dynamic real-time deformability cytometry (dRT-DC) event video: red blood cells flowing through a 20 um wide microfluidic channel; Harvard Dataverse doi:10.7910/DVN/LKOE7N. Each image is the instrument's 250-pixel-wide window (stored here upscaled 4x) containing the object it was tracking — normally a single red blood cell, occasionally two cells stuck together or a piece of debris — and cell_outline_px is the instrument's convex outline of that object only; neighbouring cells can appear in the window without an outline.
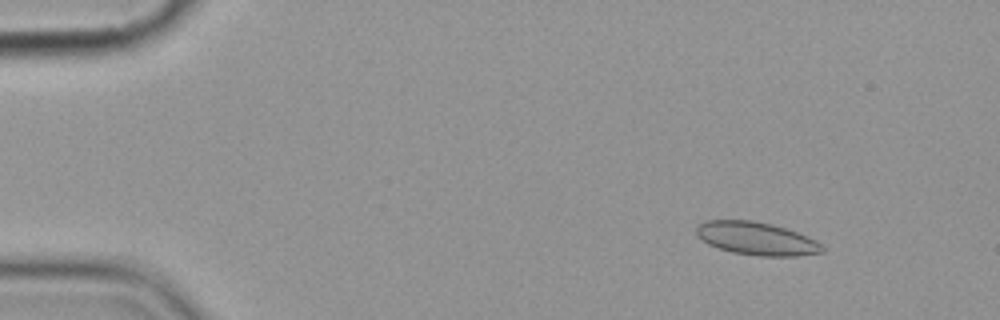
{"species": "common noctule bat (a hibernating species)", "species_latin": "Nyctalus noctula", "temperature_condition": "cold", "stored_images_in_passage": 6, "camera_frame_rate_fps": 3000, "um_per_image_px": 0.085, "animal": {"sex": "female", "body_mass_g": 19.9}, "frame": {"image": 1, "passage_image": 2, "time_ms": 1.333, "image_size_px": [1000, 320], "cell_outline_px": [[824, 252], [796, 256], [760, 256], [732, 252], [708, 244], [696, 236], [696, 228], [704, 220], [752, 220], [772, 224], [808, 236], [816, 240], [824, 248]], "centroid_in_image_um": [64.29, 20.27], "position_along_channel_um": 20.7, "area_um2": 24.16}}
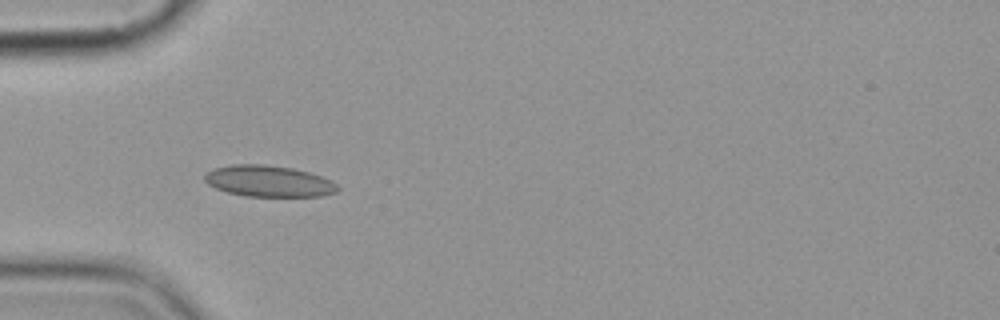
{"frame": {"image": 2, "passage_image": 5, "time_ms": 5.0, "image_size_px": [1000, 320], "cell_outline_px": [[340, 188], [336, 192], [320, 196], [244, 196], [228, 192], [216, 188], [208, 184], [204, 180], [204, 176], [212, 168], [232, 164], [264, 164], [292, 168], [308, 172], [332, 180]], "centroid_in_image_um": [22.82, 15.39], "position_along_channel_um": 62.2, "area_um2": 24.22}}
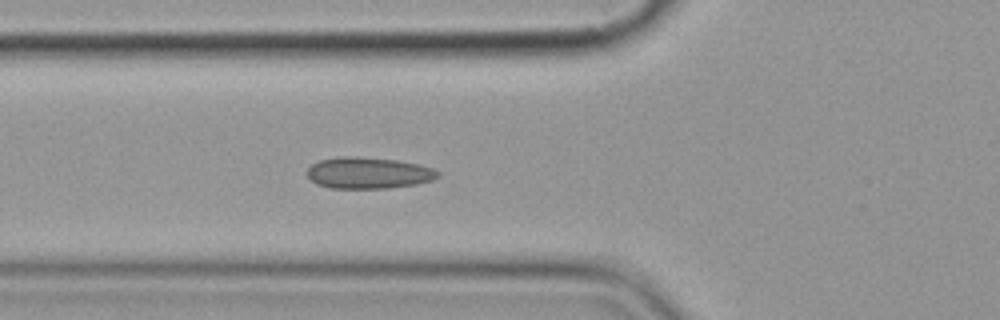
{"frame": {"image": 3, "passage_image": 6, "time_ms": 6.0, "image_size_px": [1000, 320], "cell_outline_px": [[440, 176], [432, 180], [416, 184], [388, 188], [332, 188], [316, 184], [308, 176], [308, 168], [312, 164], [320, 160], [344, 156], [352, 156], [396, 160], [416, 164], [432, 168], [440, 172]], "centroid_in_image_um": [31.32, 14.7], "position_along_channel_um": 94.5, "area_um2": 23.7}}